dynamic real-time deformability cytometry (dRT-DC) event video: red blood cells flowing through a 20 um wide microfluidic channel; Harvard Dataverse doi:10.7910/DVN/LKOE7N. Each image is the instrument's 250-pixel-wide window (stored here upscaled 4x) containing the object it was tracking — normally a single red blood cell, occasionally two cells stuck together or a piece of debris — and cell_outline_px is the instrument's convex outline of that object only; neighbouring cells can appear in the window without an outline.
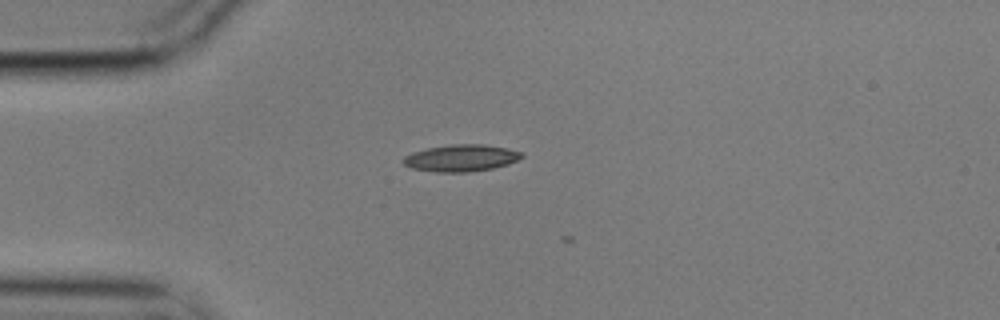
{"species": "common noctule bat (a hibernating species)", "species_latin": "Nyctalus noctula", "temperature_condition": "cold", "stored_images_in_passage": 3, "camera_frame_rate_fps": 3000, "um_per_image_px": 0.085, "animal": {"sex": "male", "body_mass_g": 17.9}, "frame": {"image": 1, "passage_image": 2, "time_ms": 0.333, "image_size_px": [1000, 320], "cell_outline_px": [[524, 156], [508, 164], [492, 168], [468, 172], [436, 172], [412, 168], [404, 164], [400, 160], [404, 156], [412, 152], [428, 148], [452, 144], [484, 144], [508, 148], [524, 152]], "centroid_in_image_um": [39.19, 13.42], "position_along_channel_um": 45.8, "area_um2": 18.61}}